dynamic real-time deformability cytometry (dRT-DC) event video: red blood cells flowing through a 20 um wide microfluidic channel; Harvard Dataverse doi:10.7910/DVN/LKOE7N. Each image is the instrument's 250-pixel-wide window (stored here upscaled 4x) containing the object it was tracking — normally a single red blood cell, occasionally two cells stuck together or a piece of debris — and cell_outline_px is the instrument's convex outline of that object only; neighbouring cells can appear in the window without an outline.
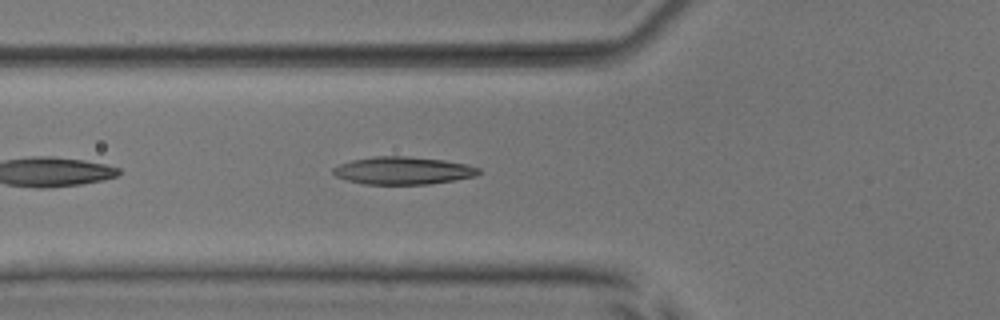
{"species": "common noctule bat (a hibernating species)", "species_latin": "Nyctalus noctula", "temperature_condition": "room temperature", "stored_images_in_passage": 35, "camera_frame_rate_fps": 3000, "um_per_image_px": 0.085, "animal": {"sex": "male", "body_mass_g": 17.9, "forearm_length_mm": 54.2}, "frame": {"image": 1, "passage_image": 6, "time_ms": 1.667, "image_size_px": [1000, 320], "cell_outline_px": [[480, 172], [476, 176], [456, 180], [428, 184], [364, 184], [344, 180], [336, 176], [332, 172], [332, 168], [340, 164], [352, 160], [376, 156], [408, 156], [444, 160], [464, 164], [480, 168]], "centroid_in_image_um": [34.24, 14.5], "position_along_channel_um": 91.6, "area_um2": 23.47}, "authors_computed_cell_mechanics": {"area_um2": 22.4842, "velocity_mm_per_s": 3.9495, "shape_relaxation_time_tau1_ms": 6.4076, "shape_relaxation_time_tau2_ms": 2.5578, "deformation_change_tau1": 0.2086, "deformation_change_tau2": 0.1208}}